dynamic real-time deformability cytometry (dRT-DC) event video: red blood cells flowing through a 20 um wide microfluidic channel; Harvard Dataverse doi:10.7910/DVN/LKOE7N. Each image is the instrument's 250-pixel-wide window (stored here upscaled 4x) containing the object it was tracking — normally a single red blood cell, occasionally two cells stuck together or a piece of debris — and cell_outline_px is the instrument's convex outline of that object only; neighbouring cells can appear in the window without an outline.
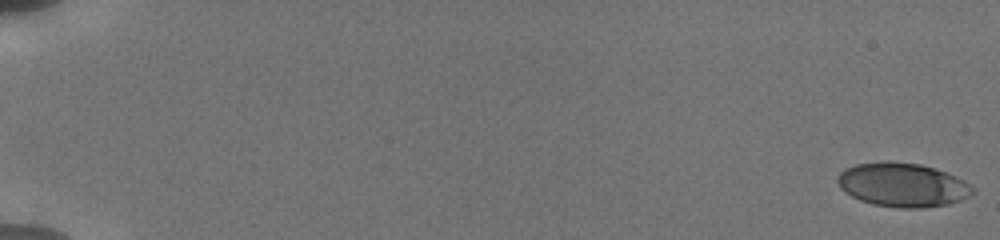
{"species": "human", "species_latin": "Homo sapiens", "temperature_condition": "cold", "stored_images_in_passage": 23, "camera_frame_rate_fps": 3000, "um_per_image_px": 0.085, "donor": {"sex": "male"}, "frame": {"image": 1, "passage_image": 1, "time_ms": 0.0, "image_size_px": [1000, 240], "cell_outline_px": [[976, 192], [960, 200], [948, 204], [924, 208], [900, 208], [872, 204], [860, 200], [844, 192], [840, 188], [836, 180], [836, 176], [844, 168], [856, 164], [888, 160], [920, 164], [936, 168], [956, 176], [964, 180], [976, 188]], "centroid_in_image_um": [76.72, 15.7], "position_along_channel_um": 8.3, "area_um2": 35.08}}
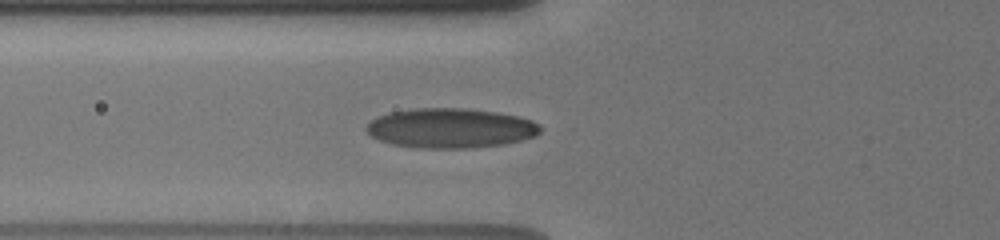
{"frame": {"image": 2, "passage_image": 17, "time_ms": 7.333, "image_size_px": [1000, 240], "cell_outline_px": [[540, 132], [536, 136], [520, 140], [500, 144], [472, 148], [416, 148], [392, 144], [380, 140], [372, 136], [364, 128], [372, 120], [380, 116], [392, 112], [416, 108], [468, 108], [496, 112], [520, 116], [532, 120], [540, 124]], "centroid_in_image_um": [38.32, 10.89], "position_along_channel_um": 87.5, "area_um2": 40.17}}
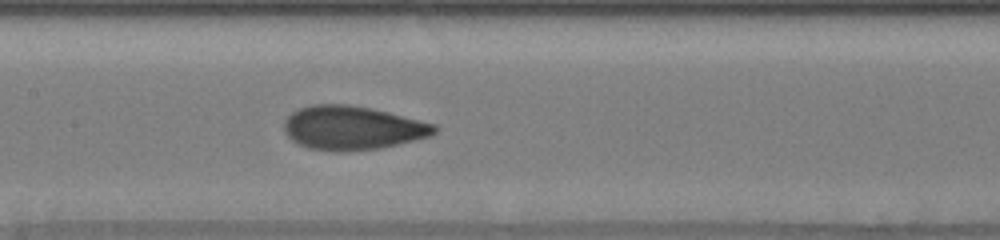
{"frame": {"image": 3, "passage_image": 23, "time_ms": 9.667, "image_size_px": [1000, 240], "cell_outline_px": [[436, 132], [432, 136], [380, 148], [344, 152], [332, 152], [308, 148], [296, 144], [284, 132], [284, 120], [292, 112], [300, 108], [312, 104], [348, 104], [372, 108], [436, 124]], "centroid_in_image_um": [29.93, 10.88], "position_along_channel_um": 177.5, "area_um2": 38.73}}